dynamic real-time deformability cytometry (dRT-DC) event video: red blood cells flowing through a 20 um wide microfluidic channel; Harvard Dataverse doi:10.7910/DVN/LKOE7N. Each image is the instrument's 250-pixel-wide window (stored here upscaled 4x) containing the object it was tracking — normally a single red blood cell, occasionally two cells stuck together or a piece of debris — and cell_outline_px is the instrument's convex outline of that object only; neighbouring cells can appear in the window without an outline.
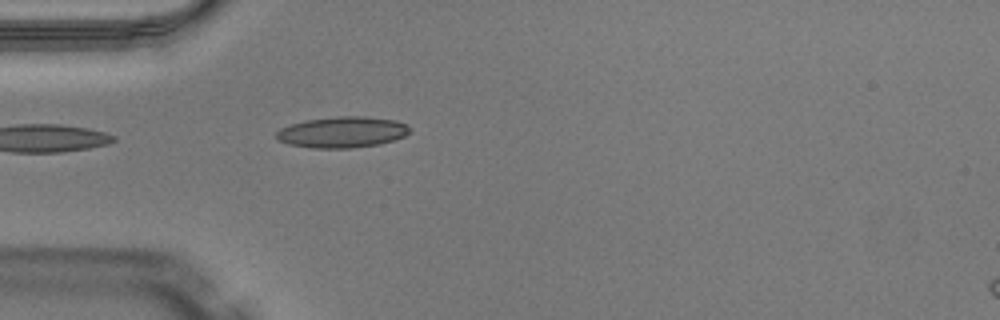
{"species": "Egyptian fruit bat (a non-hibernating species)", "species_latin": "Rousettus aegyptiacus", "temperature_condition": "warm", "stored_images_in_passage": 32, "camera_frame_rate_fps": 3000, "um_per_image_px": 0.085, "animal": {"sex": "male"}, "frame": {"image": 1, "passage_image": 1, "time_ms": 0.0, "image_size_px": [1000, 320], "cell_outline_px": [[408, 132], [404, 136], [380, 144], [352, 148], [312, 148], [288, 144], [280, 140], [276, 136], [276, 132], [280, 128], [292, 124], [308, 120], [336, 116], [364, 116], [396, 120], [404, 124], [408, 128]], "centroid_in_image_um": [29.07, 11.23], "position_along_channel_um": 55.9, "area_um2": 23.87}}
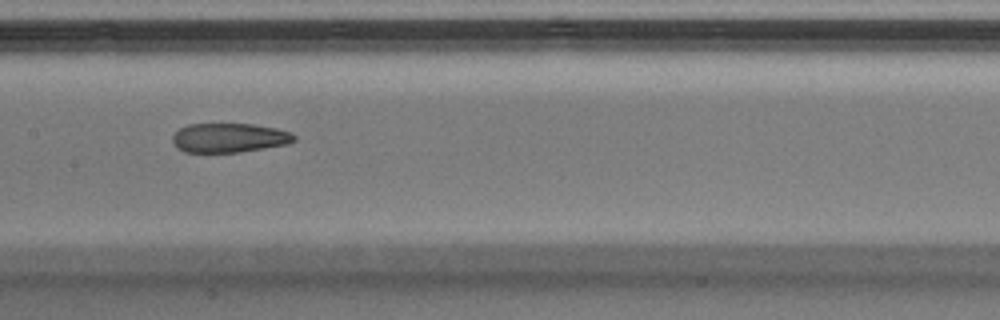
{"frame": {"image": 2, "passage_image": 11, "time_ms": 3.333, "image_size_px": [1000, 320], "cell_outline_px": [[296, 140], [288, 144], [240, 152], [184, 152], [176, 148], [172, 140], [172, 136], [180, 128], [188, 124], [252, 124], [276, 128], [292, 132], [296, 136]], "centroid_in_image_um": [19.49, 11.71], "position_along_channel_um": 187.9, "area_um2": 20.87}}
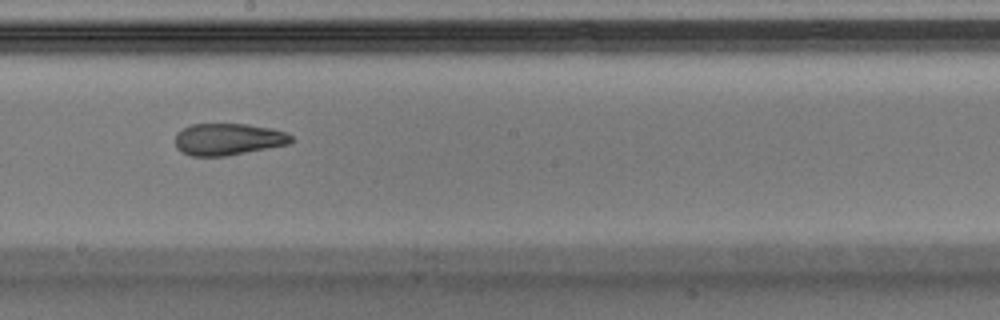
{"frame": {"image": 3, "passage_image": 14, "time_ms": 4.333, "image_size_px": [1000, 320], "cell_outline_px": [[296, 140], [292, 144], [228, 156], [192, 156], [180, 152], [176, 148], [176, 132], [192, 124], [248, 124], [272, 128], [284, 132], [292, 136]], "centroid_in_image_um": [19.44, 11.85], "position_along_channel_um": 228.8, "area_um2": 21.91}, "authors_computed_cell_mechanics": {"area_um2": 22.3397, "velocity_mm_per_s": 4.0978, "shape_relaxation_time_tau1_ms": null, "shape_relaxation_time_tau2_ms": 1.9943, "deformation_change_tau1": null, "deformation_change_tau2": 0.0936}}